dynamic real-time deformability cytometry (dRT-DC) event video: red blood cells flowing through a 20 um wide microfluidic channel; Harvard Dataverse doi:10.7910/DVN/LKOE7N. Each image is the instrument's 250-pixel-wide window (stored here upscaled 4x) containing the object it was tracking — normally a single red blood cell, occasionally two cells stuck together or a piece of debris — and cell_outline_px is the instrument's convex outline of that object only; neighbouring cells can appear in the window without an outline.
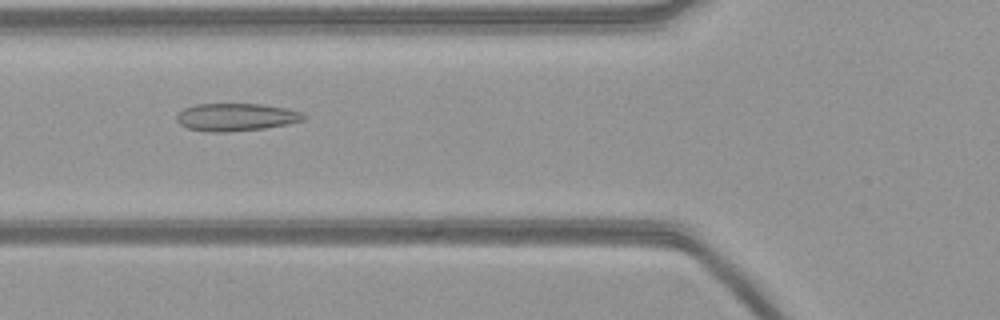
{"species": "common noctule bat (a hibernating species)", "species_latin": "Nyctalus noctula", "temperature_condition": "warm", "stored_images_in_passage": 53, "camera_frame_rate_fps": 3000, "um_per_image_px": 0.085, "animal": {"sex": "female", "body_mass_g": 21.9}, "frame": {"image": 1, "passage_image": 19, "time_ms": 6.0, "image_size_px": [1000, 320], "cell_outline_px": [[308, 116], [304, 120], [288, 124], [264, 128], [228, 132], [208, 132], [188, 128], [180, 124], [176, 120], [176, 116], [184, 108], [196, 104], [264, 104], [288, 108], [304, 112]], "centroid_in_image_um": [20.12, 9.95], "position_along_channel_um": 105.7, "area_um2": 20.69}}
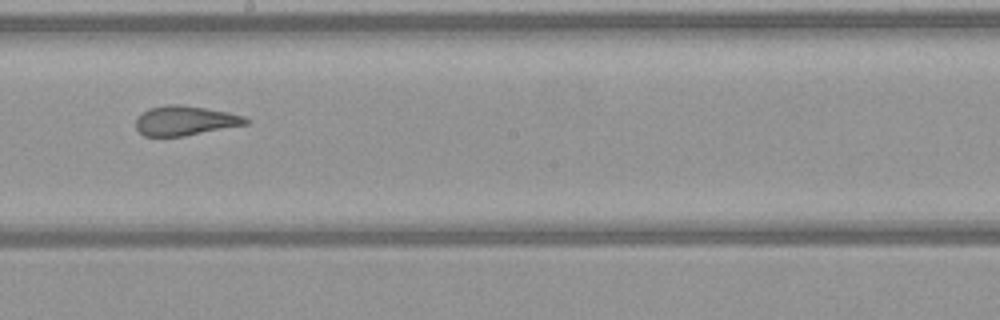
{"frame": {"image": 2, "passage_image": 29, "time_ms": 9.333, "image_size_px": [1000, 320], "cell_outline_px": [[248, 124], [184, 136], [144, 136], [136, 128], [136, 120], [148, 108], [168, 104], [176, 104], [204, 108], [228, 112], [244, 116], [248, 120]], "centroid_in_image_um": [15.73, 10.26], "position_along_channel_um": 232.5, "area_um2": 18.73}}
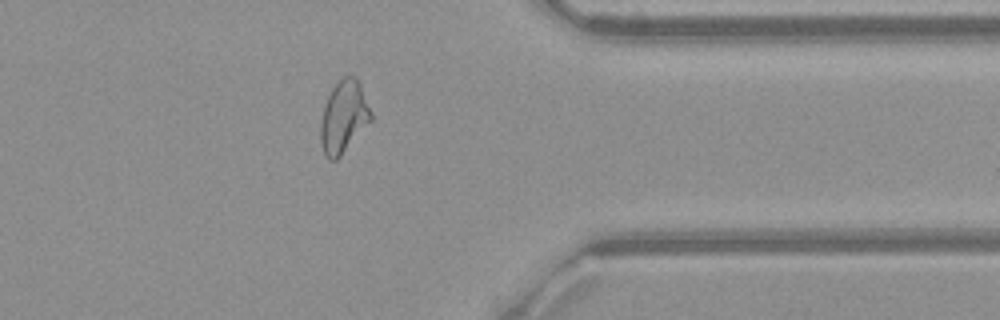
{"frame": {"image": 3, "passage_image": 42, "time_ms": 13.667, "image_size_px": [1000, 320], "cell_outline_px": [[372, 120], [340, 156], [336, 160], [328, 160], [324, 152], [320, 140], [320, 124], [324, 108], [328, 96], [332, 88], [344, 76], [352, 76], [360, 80], [372, 112]], "centroid_in_image_um": [29.24, 9.92], "position_along_channel_um": 382.2, "area_um2": 21.15}}